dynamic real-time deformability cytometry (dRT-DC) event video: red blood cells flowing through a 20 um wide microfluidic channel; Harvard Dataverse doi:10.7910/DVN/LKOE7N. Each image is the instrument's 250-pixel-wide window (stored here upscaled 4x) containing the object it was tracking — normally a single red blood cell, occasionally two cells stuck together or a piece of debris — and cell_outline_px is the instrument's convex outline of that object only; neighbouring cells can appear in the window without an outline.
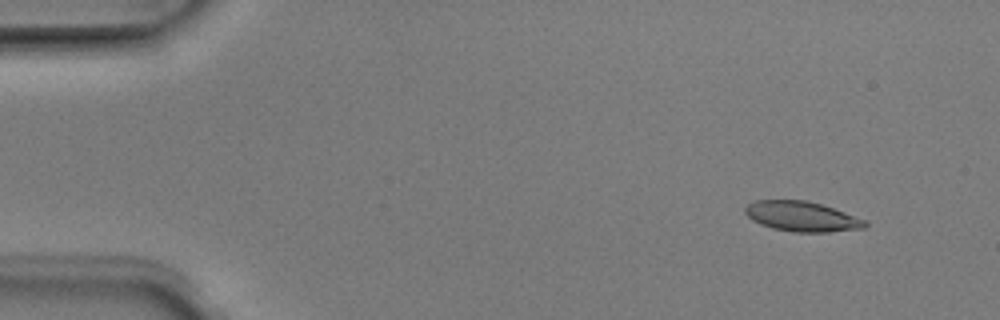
{"species": "Egyptian fruit bat (a non-hibernating species)", "species_latin": "Rousettus aegyptiacus", "temperature_condition": "room temperature", "stored_images_in_passage": 5, "camera_frame_rate_fps": 3000, "um_per_image_px": 0.085, "animal": {"sex": "male"}, "frame": {"image": 1, "passage_image": 2, "time_ms": 0.333, "image_size_px": [1000, 320], "cell_outline_px": [[868, 224], [864, 228], [828, 232], [792, 232], [772, 228], [760, 224], [752, 220], [744, 212], [744, 208], [748, 204], [756, 200], [808, 200], [868, 220]], "centroid_in_image_um": [68.16, 18.4], "position_along_channel_um": 16.8, "area_um2": 21.04}}